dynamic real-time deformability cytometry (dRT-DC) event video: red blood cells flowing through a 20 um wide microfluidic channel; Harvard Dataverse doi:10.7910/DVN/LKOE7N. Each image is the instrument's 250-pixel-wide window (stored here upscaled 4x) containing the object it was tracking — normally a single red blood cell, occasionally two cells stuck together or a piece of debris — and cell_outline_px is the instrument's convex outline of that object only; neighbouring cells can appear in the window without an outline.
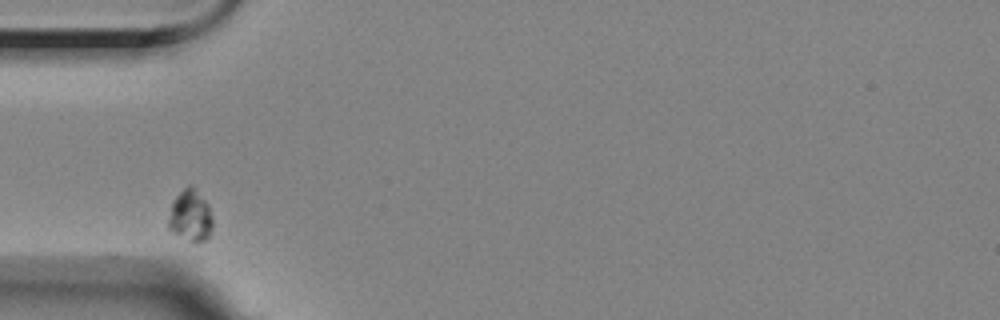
{"species": "Egyptian fruit bat (a non-hibernating species)", "species_latin": "Rousettus aegyptiacus", "temperature_condition": "room temperature", "stored_images_in_passage": 32, "camera_frame_rate_fps": 3000, "um_per_image_px": 0.085, "animal": {"sex": "female"}, "frame": {"image": 1, "passage_image": 1, "time_ms": 0.0, "image_size_px": [1000, 320], "cell_outline_px": [[212, 228], [208, 236], [204, 240], [192, 240], [172, 232], [168, 228], [168, 220], [172, 204], [176, 196], [188, 184], [192, 184], [208, 204], [212, 216]], "centroid_in_image_um": [16.19, 18.28], "position_along_channel_um": 68.8, "area_um2": 12.95}}
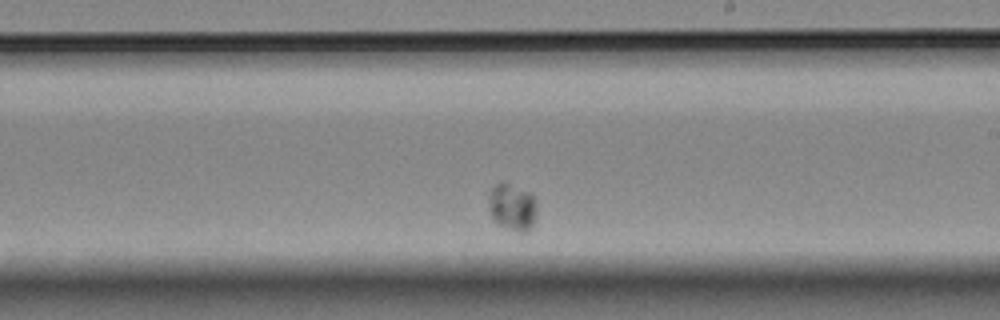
{"frame": {"image": 2, "passage_image": 18, "time_ms": 5.667, "image_size_px": [1000, 320], "cell_outline_px": [[536, 212], [532, 228], [524, 232], [516, 232], [496, 224], [492, 220], [488, 208], [488, 192], [496, 184], [504, 180], [528, 192], [536, 200]], "centroid_in_image_um": [43.5, 17.6], "position_along_channel_um": 245.5, "area_um2": 13.64}}
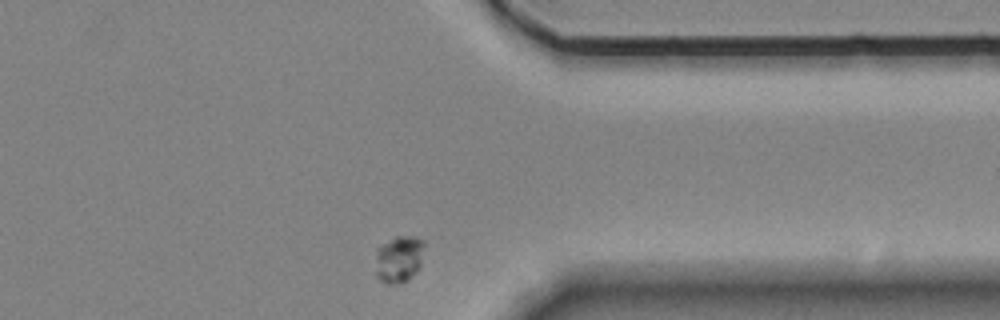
{"frame": {"image": 3, "passage_image": 31, "time_ms": 10.0, "image_size_px": [1000, 320], "cell_outline_px": [[424, 244], [420, 264], [416, 272], [408, 280], [396, 284], [384, 284], [376, 276], [376, 248], [380, 244], [396, 236], [412, 236], [424, 240]], "centroid_in_image_um": [33.88, 22.02], "position_along_channel_um": 377.5, "area_um2": 13.53}}